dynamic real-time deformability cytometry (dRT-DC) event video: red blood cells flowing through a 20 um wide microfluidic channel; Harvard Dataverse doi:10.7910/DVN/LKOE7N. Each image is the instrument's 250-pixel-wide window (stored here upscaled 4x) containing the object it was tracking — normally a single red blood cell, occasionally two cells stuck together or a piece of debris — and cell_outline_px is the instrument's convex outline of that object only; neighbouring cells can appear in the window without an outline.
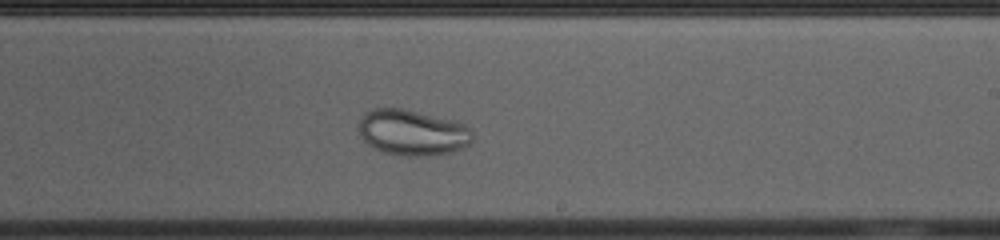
{"species": "common noctule bat (a hibernating species)", "species_latin": "Nyctalus noctula", "temperature_condition": "cold", "stored_images_in_passage": 40, "camera_frame_rate_fps": 3000, "um_per_image_px": 0.085, "animal": {"sex": "female", "body_mass_g": 23.0, "forearm_length_mm": 53.4}, "frame": {"image": 1, "passage_image": 18, "time_ms": 5.667, "image_size_px": [1000, 240], "cell_outline_px": [[472, 140], [468, 144], [452, 152], [424, 156], [404, 156], [384, 152], [372, 148], [360, 136], [360, 120], [364, 112], [372, 108], [400, 108], [456, 120], [472, 128]], "centroid_in_image_um": [35.06, 11.26], "position_along_channel_um": 253.9, "area_um2": 30.46}}
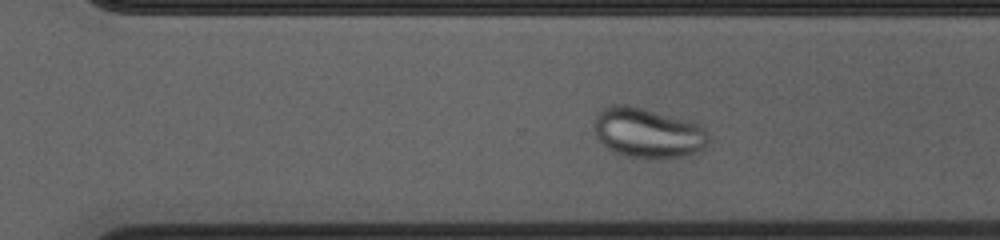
{"frame": {"image": 2, "passage_image": 23, "time_ms": 7.333, "image_size_px": [1000, 240], "cell_outline_px": [[708, 144], [704, 148], [696, 152], [684, 156], [660, 160], [628, 156], [616, 152], [608, 148], [596, 136], [596, 116], [604, 108], [612, 104], [628, 104], [700, 124], [704, 128], [708, 136]], "centroid_in_image_um": [55.1, 11.31], "position_along_channel_um": 315.5, "area_um2": 33.12}}